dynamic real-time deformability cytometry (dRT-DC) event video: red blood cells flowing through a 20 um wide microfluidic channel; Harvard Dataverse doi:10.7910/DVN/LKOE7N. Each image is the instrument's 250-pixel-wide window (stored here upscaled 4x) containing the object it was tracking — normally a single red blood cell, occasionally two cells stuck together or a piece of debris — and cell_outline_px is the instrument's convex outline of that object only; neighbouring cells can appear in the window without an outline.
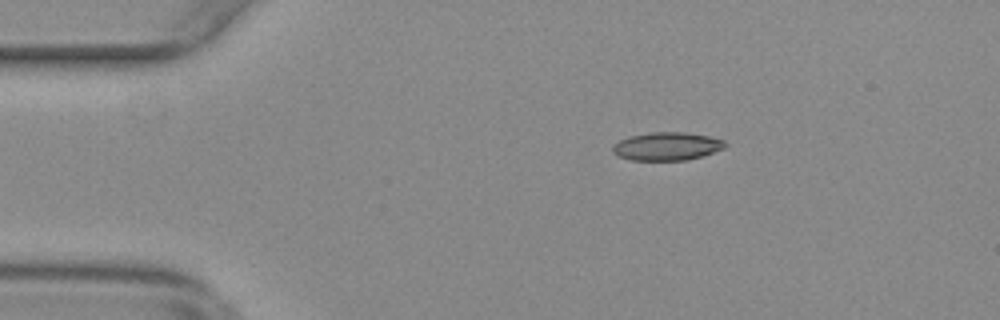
{"species": "common noctule bat (a hibernating species)", "species_latin": "Nyctalus noctula", "temperature_condition": "warm", "stored_images_in_passage": 39, "camera_frame_rate_fps": 3000, "um_per_image_px": 0.085, "animal": {"sex": "female", "body_mass_g": 29.2, "forearm_length_mm": 56.3}, "frame": {"image": 1, "passage_image": 2, "time_ms": 0.333, "image_size_px": [1000, 320], "cell_outline_px": [[728, 144], [724, 148], [688, 160], [632, 160], [620, 156], [612, 152], [612, 144], [628, 136], [652, 132], [684, 132], [708, 136], [724, 140]], "centroid_in_image_um": [56.67, 12.43], "position_along_channel_um": 28.3, "area_um2": 18.38}}
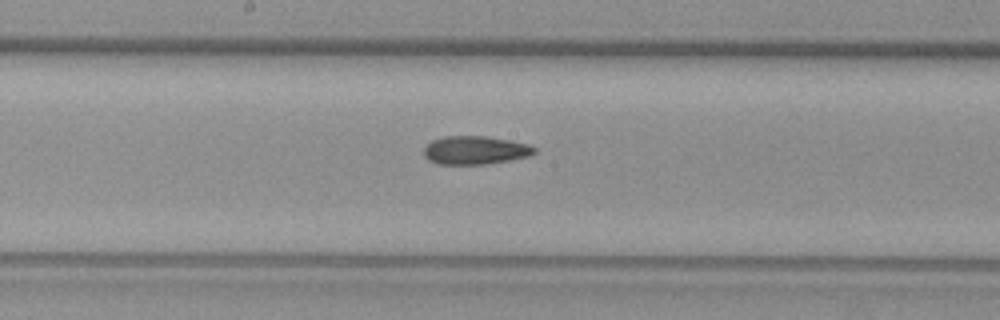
{"frame": {"image": 2, "passage_image": 21, "time_ms": 6.667, "image_size_px": [1000, 320], "cell_outline_px": [[536, 152], [532, 156], [484, 164], [436, 164], [428, 160], [424, 156], [424, 148], [432, 140], [444, 136], [484, 136], [508, 140], [528, 144], [536, 148]], "centroid_in_image_um": [40.38, 12.77], "position_along_channel_um": 207.8, "area_um2": 18.26}}
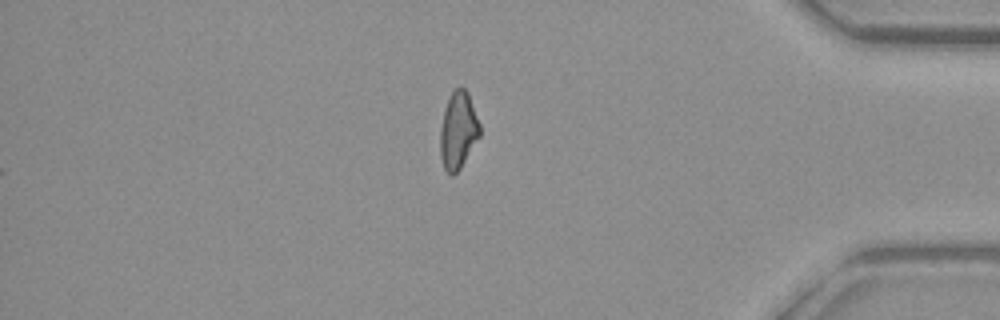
{"frame": {"image": 3, "passage_image": 39, "time_ms": 12.667, "image_size_px": [1000, 320], "cell_outline_px": [[480, 136], [460, 168], [452, 176], [444, 168], [440, 156], [440, 128], [444, 108], [452, 92], [460, 84], [468, 92], [480, 124]], "centroid_in_image_um": [38.94, 11.06], "position_along_channel_um": 396.3, "area_um2": 17.8}, "authors_computed_cell_mechanics": {"area_um2": 18.207, "velocity_mm_per_s": 3.726, "shape_relaxation_time_tau1_ms": null, "shape_relaxation_time_tau2_ms": 7.774, "deformation_change_tau1": null, "deformation_change_tau2": 0.1951}}